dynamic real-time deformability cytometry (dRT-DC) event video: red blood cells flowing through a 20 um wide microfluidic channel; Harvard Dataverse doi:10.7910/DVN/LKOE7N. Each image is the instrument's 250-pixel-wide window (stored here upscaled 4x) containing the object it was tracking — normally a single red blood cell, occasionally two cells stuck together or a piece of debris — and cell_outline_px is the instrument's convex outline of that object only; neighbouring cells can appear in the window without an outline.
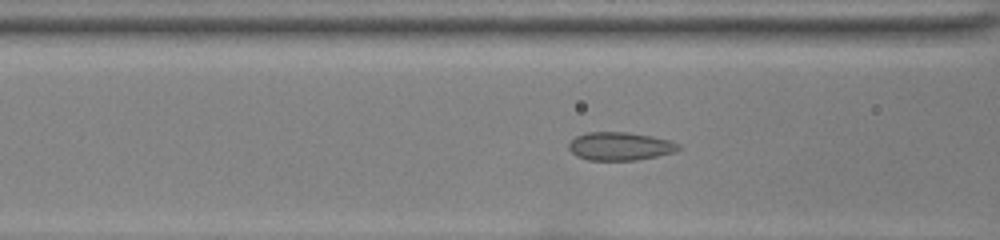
{"species": "common noctule bat (a hibernating species)", "species_latin": "Nyctalus noctula", "temperature_condition": "room temperature", "stored_images_in_passage": 37, "camera_frame_rate_fps": 3000, "um_per_image_px": 0.085, "animal": {"sex": "female", "body_mass_g": 22.0, "forearm_length_mm": 56.7}, "frame": {"image": 1, "passage_image": 13, "time_ms": 4.0, "image_size_px": [1000, 240], "cell_outline_px": [[680, 148], [676, 152], [636, 160], [588, 160], [576, 156], [568, 148], [568, 144], [576, 136], [588, 132], [628, 132], [652, 136], [668, 140], [680, 144]], "centroid_in_image_um": [52.7, 12.43], "position_along_channel_um": 113.9, "area_um2": 18.03}}
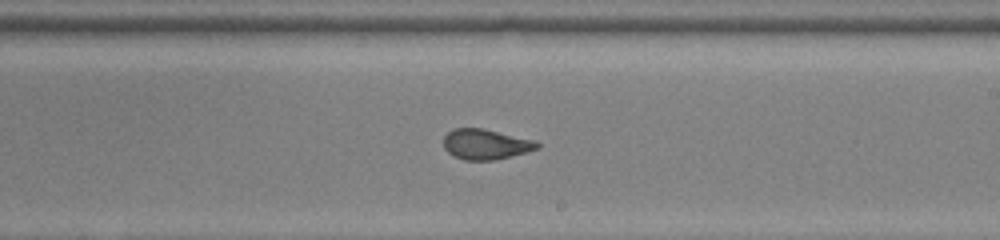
{"frame": {"image": 2, "passage_image": 23, "time_ms": 7.333, "image_size_px": [1000, 240], "cell_outline_px": [[540, 148], [496, 160], [464, 160], [452, 156], [444, 148], [444, 136], [452, 128], [484, 128], [536, 140], [540, 144]], "centroid_in_image_um": [41.29, 12.25], "position_along_channel_um": 247.7, "area_um2": 16.76}}
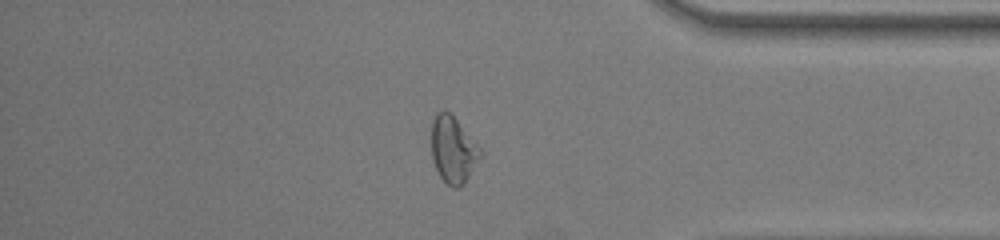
{"frame": {"image": 3, "passage_image": 35, "time_ms": 11.333, "image_size_px": [1000, 240], "cell_outline_px": [[480, 156], [464, 184], [460, 188], [452, 188], [440, 176], [436, 168], [432, 156], [432, 120], [436, 112], [444, 108], [456, 120], [480, 148]], "centroid_in_image_um": [38.48, 12.72], "position_along_channel_um": 396.7, "area_um2": 18.5}}